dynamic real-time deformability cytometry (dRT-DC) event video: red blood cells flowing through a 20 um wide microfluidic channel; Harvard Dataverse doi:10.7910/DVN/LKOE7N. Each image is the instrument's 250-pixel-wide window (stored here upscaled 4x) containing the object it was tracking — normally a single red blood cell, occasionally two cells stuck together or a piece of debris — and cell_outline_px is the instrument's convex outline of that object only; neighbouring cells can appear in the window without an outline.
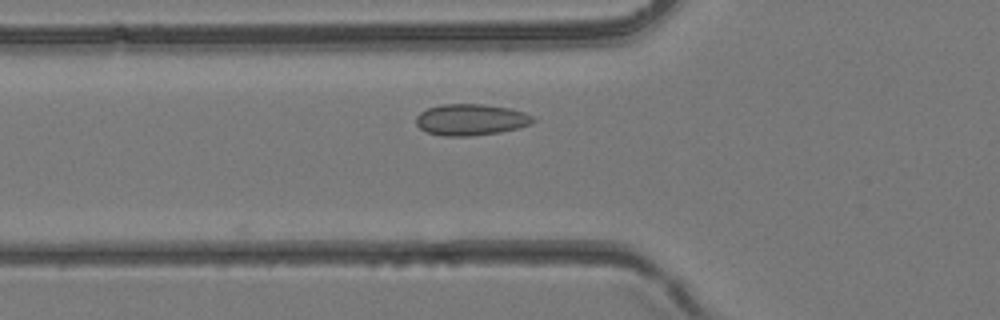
{"species": "common noctule bat (a hibernating species)", "species_latin": "Nyctalus noctula", "temperature_condition": "room temperature", "stored_images_in_passage": 5, "camera_frame_rate_fps": 3000, "um_per_image_px": 0.085, "animal": {"sex": "female", "body_mass_g": 24.6, "forearm_length_mm": 56.2}, "frame": {"image": 1, "passage_image": 5, "time_ms": 1.333, "image_size_px": [1000, 320], "cell_outline_px": [[536, 120], [532, 124], [500, 132], [472, 136], [440, 136], [428, 132], [420, 128], [416, 124], [416, 116], [420, 112], [428, 108], [440, 104], [484, 104], [508, 108], [524, 112], [532, 116]], "centroid_in_image_um": [40.01, 10.17], "position_along_channel_um": 85.8, "area_um2": 21.44}}